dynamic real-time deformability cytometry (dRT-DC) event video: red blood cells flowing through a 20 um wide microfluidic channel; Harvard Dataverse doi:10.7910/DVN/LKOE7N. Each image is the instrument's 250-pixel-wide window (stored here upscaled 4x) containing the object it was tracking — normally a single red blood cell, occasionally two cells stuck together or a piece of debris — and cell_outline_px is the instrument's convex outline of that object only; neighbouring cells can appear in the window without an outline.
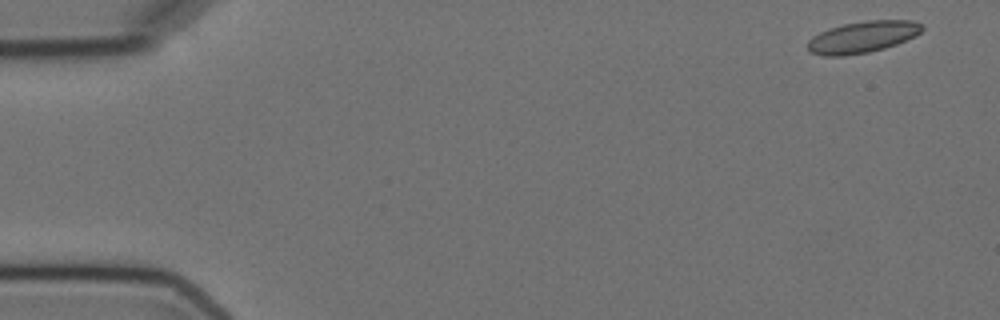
{"species": "Egyptian fruit bat (a non-hibernating species)", "species_latin": "Rousettus aegyptiacus", "temperature_condition": "cold", "stored_images_in_passage": 5, "camera_frame_rate_fps": 3000, "um_per_image_px": 0.085, "animal": {"sex": "female"}, "frame": {"image": 1, "passage_image": 1, "time_ms": 0.0, "image_size_px": [1000, 320], "cell_outline_px": [[924, 28], [916, 36], [896, 44], [884, 48], [868, 52], [844, 56], [824, 56], [812, 52], [808, 48], [808, 40], [812, 36], [820, 32], [844, 24], [868, 20], [912, 20], [924, 24]], "centroid_in_image_um": [73.36, 3.14], "position_along_channel_um": 11.6, "area_um2": 20.98}}
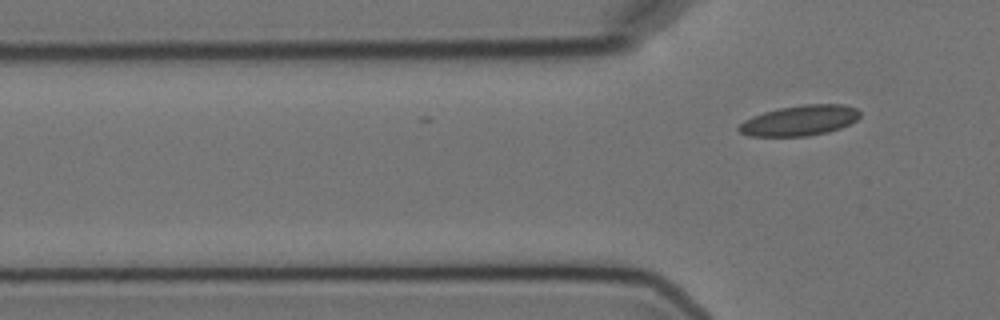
{"frame": {"image": 2, "passage_image": 5, "time_ms": 4.667, "image_size_px": [1000, 320], "cell_outline_px": [[860, 116], [856, 120], [840, 128], [828, 132], [808, 136], [748, 136], [740, 132], [736, 128], [744, 120], [752, 116], [764, 112], [780, 108], [804, 104], [844, 104], [856, 108], [860, 112]], "centroid_in_image_um": [67.97, 10.24], "position_along_channel_um": 57.8, "area_um2": 21.44}}